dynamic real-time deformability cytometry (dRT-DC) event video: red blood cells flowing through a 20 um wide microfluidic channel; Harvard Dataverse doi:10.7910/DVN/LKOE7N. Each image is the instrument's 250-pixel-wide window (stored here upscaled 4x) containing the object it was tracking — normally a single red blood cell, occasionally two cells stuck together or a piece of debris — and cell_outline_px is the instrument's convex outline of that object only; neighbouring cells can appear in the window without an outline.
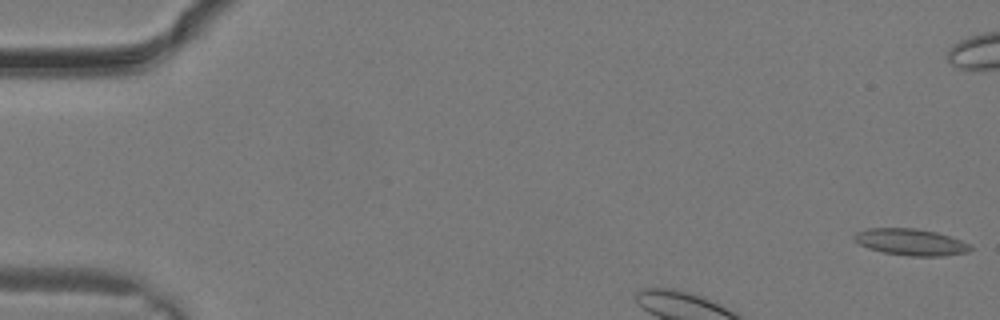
{"species": "common noctule bat (a hibernating species)", "species_latin": "Nyctalus noctula", "temperature_condition": "warm", "stored_images_in_passage": 6, "camera_frame_rate_fps": 3000, "um_per_image_px": 0.085, "animal": {"sex": "male", "body_mass_g": 19.2, "forearm_length_mm": 51.8}, "frame": {"image": 1, "passage_image": 1, "time_ms": 0.0, "image_size_px": [1000, 320], "cell_outline_px": [[972, 248], [968, 252], [944, 256], [908, 256], [884, 252], [868, 248], [860, 244], [852, 236], [856, 232], [868, 228], [916, 228], [936, 232], [972, 244]], "centroid_in_image_um": [77.43, 20.57], "position_along_channel_um": 7.6, "area_um2": 17.98}}